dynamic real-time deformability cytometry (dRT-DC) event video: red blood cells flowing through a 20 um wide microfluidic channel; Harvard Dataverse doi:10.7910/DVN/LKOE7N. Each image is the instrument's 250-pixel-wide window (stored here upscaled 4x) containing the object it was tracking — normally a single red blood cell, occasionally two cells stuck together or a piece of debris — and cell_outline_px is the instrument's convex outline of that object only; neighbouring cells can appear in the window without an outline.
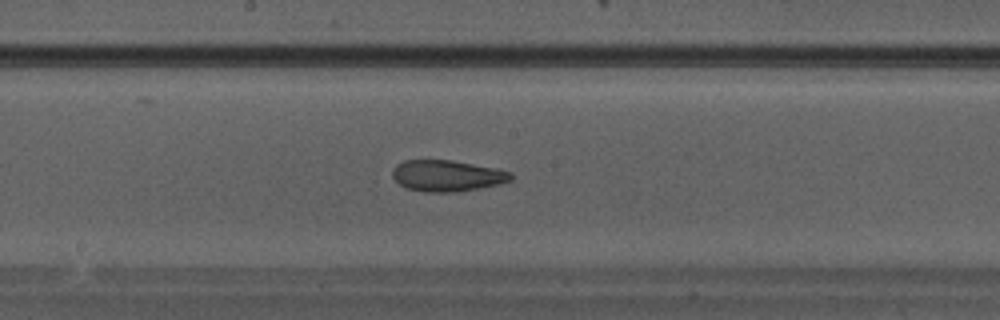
{"species": "Egyptian fruit bat (a non-hibernating species)", "species_latin": "Rousettus aegyptiacus", "temperature_condition": "warm", "stored_images_in_passage": 24, "camera_frame_rate_fps": 3000, "um_per_image_px": 0.085, "animal": {"sex": "male"}, "frame": {"image": 1, "passage_image": 11, "time_ms": 3.333, "image_size_px": [1000, 320], "cell_outline_px": [[512, 180], [500, 184], [456, 192], [424, 192], [408, 188], [400, 184], [392, 176], [392, 168], [396, 164], [404, 160], [452, 160], [496, 168], [512, 172]], "centroid_in_image_um": [38.0, 14.93], "position_along_channel_um": 210.2, "area_um2": 21.62}}